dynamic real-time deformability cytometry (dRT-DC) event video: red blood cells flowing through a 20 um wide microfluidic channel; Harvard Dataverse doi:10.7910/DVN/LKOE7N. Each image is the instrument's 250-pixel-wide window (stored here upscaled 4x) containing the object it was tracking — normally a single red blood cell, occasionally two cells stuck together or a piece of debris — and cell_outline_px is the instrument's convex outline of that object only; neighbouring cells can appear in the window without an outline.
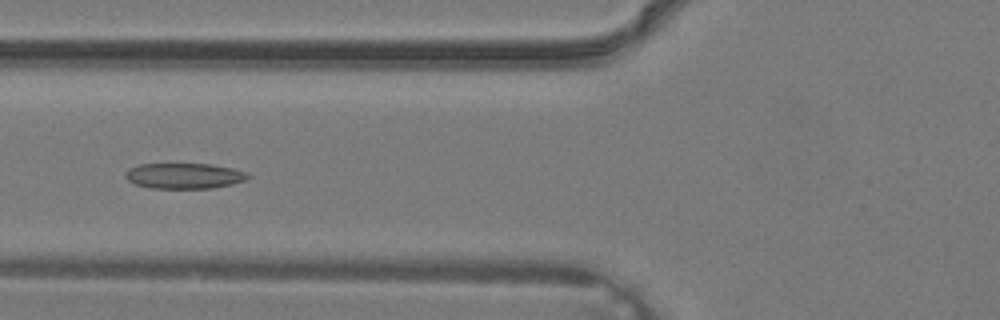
{"species": "common noctule bat (a hibernating species)", "species_latin": "Nyctalus noctula", "temperature_condition": "warm", "stored_images_in_passage": 38, "camera_frame_rate_fps": 3000, "um_per_image_px": 0.085, "animal": {"sex": "male", "body_mass_g": 19.2, "forearm_length_mm": 51.8}, "frame": {"image": 1, "passage_image": 15, "time_ms": 4.667, "image_size_px": [1000, 320], "cell_outline_px": [[252, 176], [248, 180], [232, 184], [212, 188], [152, 188], [136, 184], [128, 180], [124, 176], [124, 172], [128, 168], [140, 164], [208, 164], [232, 168], [248, 172]], "centroid_in_image_um": [15.69, 14.94], "position_along_channel_um": 110.1, "area_um2": 18.38}}
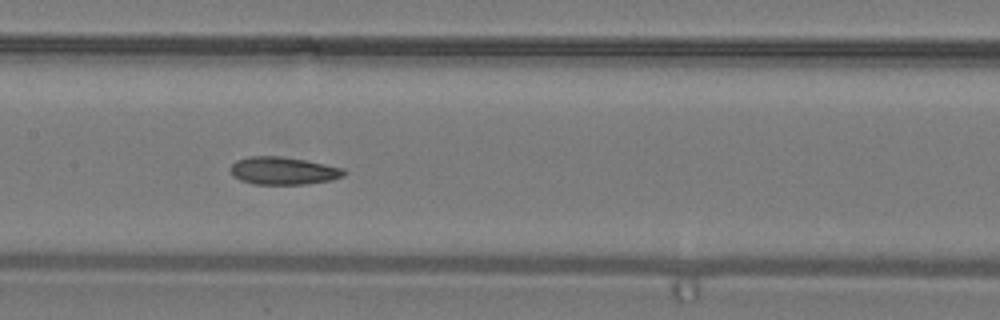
{"frame": {"image": 2, "passage_image": 19, "time_ms": 6.0, "image_size_px": [1000, 320], "cell_outline_px": [[348, 172], [344, 176], [332, 180], [304, 184], [252, 184], [240, 180], [232, 176], [232, 164], [236, 160], [248, 156], [280, 156], [304, 160], [344, 168]], "centroid_in_image_um": [24.09, 14.52], "position_along_channel_um": 183.3, "area_um2": 18.32}}
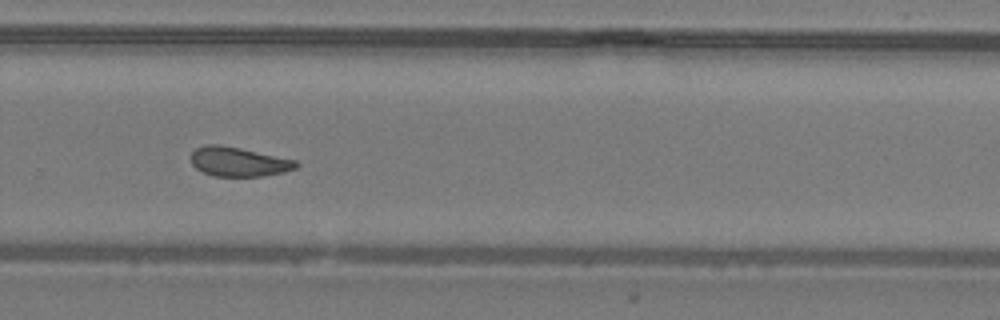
{"frame": {"image": 3, "passage_image": 26, "time_ms": 8.333, "image_size_px": [1000, 320], "cell_outline_px": [[300, 164], [296, 168], [284, 172], [264, 176], [212, 176], [196, 168], [192, 164], [192, 152], [196, 148], [204, 144], [220, 144], [240, 148], [296, 160]], "centroid_in_image_um": [20.28, 13.74], "position_along_channel_um": 309.5, "area_um2": 17.98}}